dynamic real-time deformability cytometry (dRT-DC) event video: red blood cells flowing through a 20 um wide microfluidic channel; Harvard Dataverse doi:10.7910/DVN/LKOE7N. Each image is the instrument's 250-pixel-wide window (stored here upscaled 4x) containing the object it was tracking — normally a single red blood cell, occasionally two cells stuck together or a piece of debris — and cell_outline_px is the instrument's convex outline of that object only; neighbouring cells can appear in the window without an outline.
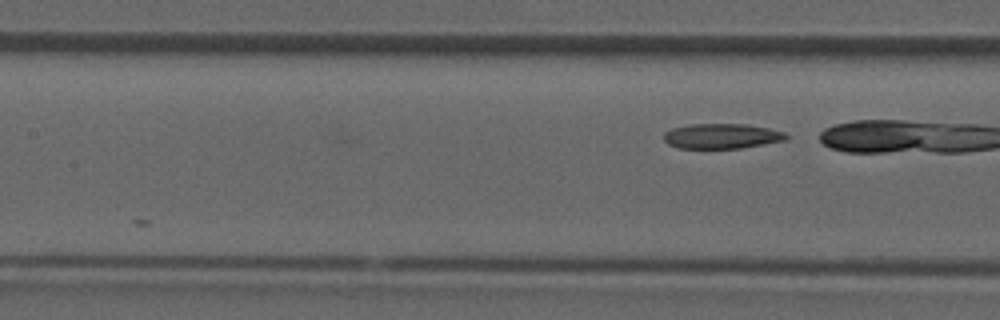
{"species": "common noctule bat (a hibernating species)", "species_latin": "Nyctalus noctula", "temperature_condition": "room temperature", "stored_images_in_passage": 14, "segment_of_instrument_passage": [2, 2], "camera_frame_rate_fps": 3000, "um_per_image_px": 0.085, "animal": {"sex": "male", "forearm_length_mm": 52.5}, "frame": {"image": 1, "passage_image": 14, "time_ms": 4.333, "image_size_px": [1000, 320], "cell_outline_px": [[788, 140], [740, 148], [676, 148], [668, 144], [664, 140], [664, 132], [672, 128], [688, 124], [744, 124], [768, 128], [784, 132], [788, 136]], "centroid_in_image_um": [61.33, 11.57], "position_along_channel_um": 146.1, "area_um2": 17.92}}